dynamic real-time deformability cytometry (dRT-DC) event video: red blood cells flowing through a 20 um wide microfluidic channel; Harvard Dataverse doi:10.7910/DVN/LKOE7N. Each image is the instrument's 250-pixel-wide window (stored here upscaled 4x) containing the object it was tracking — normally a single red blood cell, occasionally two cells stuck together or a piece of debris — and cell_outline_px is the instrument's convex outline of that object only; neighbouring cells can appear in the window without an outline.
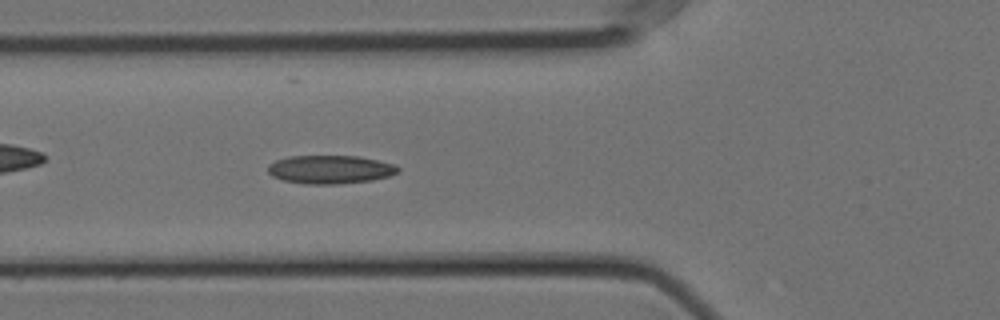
{"species": "Egyptian fruit bat (a non-hibernating species)", "species_latin": "Rousettus aegyptiacus", "temperature_condition": "cold", "stored_images_in_passage": 57, "camera_frame_rate_fps": 3000, "um_per_image_px": 0.085, "animal": {"sex": "female"}, "frame": {"image": 1, "passage_image": 20, "time_ms": 6.333, "image_size_px": [1000, 320], "cell_outline_px": [[400, 172], [388, 176], [372, 180], [336, 184], [304, 184], [284, 180], [272, 176], [268, 172], [268, 164], [276, 160], [288, 156], [356, 156], [396, 164], [400, 168]], "centroid_in_image_um": [28.07, 14.4], "position_along_channel_um": 97.7, "area_um2": 21.56}}
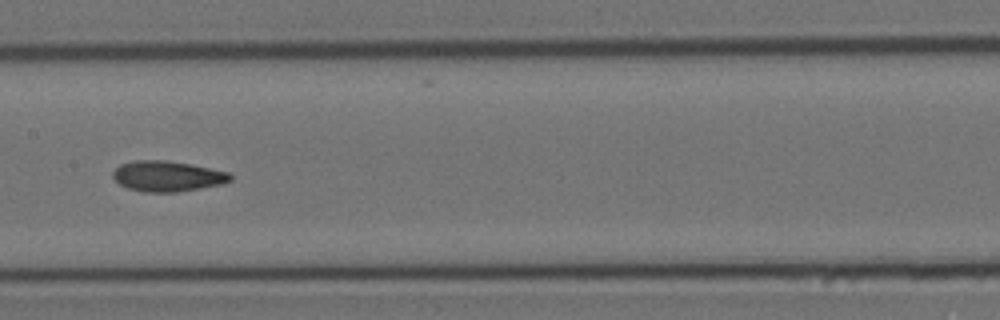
{"frame": {"image": 2, "passage_image": 28, "time_ms": 9.0, "image_size_px": [1000, 320], "cell_outline_px": [[232, 180], [220, 184], [200, 188], [176, 192], [144, 192], [128, 188], [120, 184], [112, 176], [112, 172], [120, 164], [136, 160], [164, 160], [192, 164], [228, 172], [232, 176]], "centroid_in_image_um": [14.21, 14.97], "position_along_channel_um": 193.2, "area_um2": 20.81}}
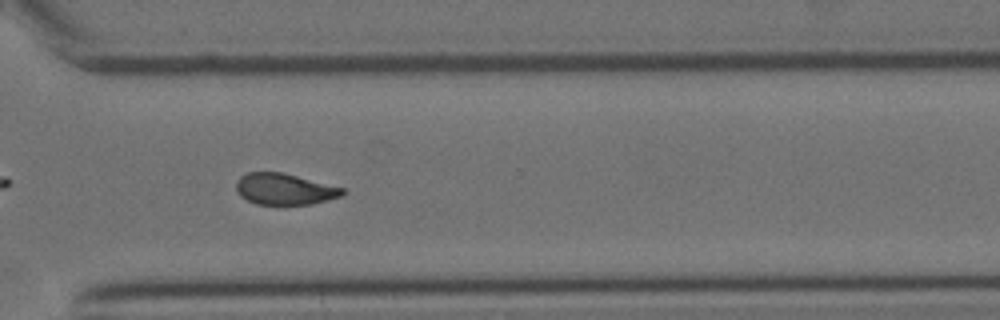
{"frame": {"image": 3, "passage_image": 41, "time_ms": 13.333, "image_size_px": [1000, 320], "cell_outline_px": [[348, 192], [344, 196], [312, 204], [256, 204], [240, 196], [236, 192], [236, 180], [240, 176], [248, 172], [284, 172], [344, 188]], "centroid_in_image_um": [24.21, 16.07], "position_along_channel_um": 346.4, "area_um2": 19.65}, "authors_computed_cell_mechanics": {"area_um2": 20.6346, "velocity_mm_per_s": 3.5528, "shape_relaxation_time_tau1_ms": 8.6219, "shape_relaxation_time_tau2_ms": 2.6259, "deformation_change_tau1": 0.1955, "deformation_change_tau2": 0.0867}}